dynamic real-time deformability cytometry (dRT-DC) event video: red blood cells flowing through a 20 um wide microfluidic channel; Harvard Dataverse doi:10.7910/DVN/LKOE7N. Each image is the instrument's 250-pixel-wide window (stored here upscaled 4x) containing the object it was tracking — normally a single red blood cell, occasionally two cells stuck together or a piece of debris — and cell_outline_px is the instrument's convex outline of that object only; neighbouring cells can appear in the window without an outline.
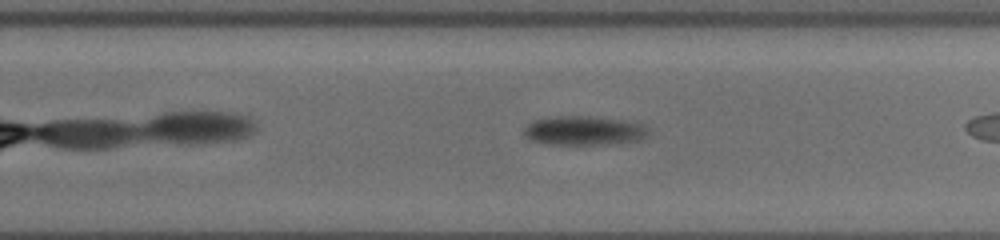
{"species": "common noctule bat (a hibernating species)", "species_latin": "Nyctalus noctula", "temperature_condition": "cold", "stored_images_in_passage": 31, "camera_frame_rate_fps": 3000, "um_per_image_px": 0.085, "animal": {"sex": "female", "body_mass_g": 19.5, "forearm_length_mm": 54.1}, "frame": {"image": 1, "passage_image": 22, "time_ms": 7.0, "image_size_px": [1000, 240], "cell_outline_px": [[648, 136], [636, 140], [596, 144], [556, 144], [536, 140], [528, 136], [524, 132], [524, 128], [528, 124], [536, 120], [564, 116], [592, 116], [624, 120], [644, 124], [648, 128]], "centroid_in_image_um": [49.72, 11.08], "position_along_channel_um": 280.1, "area_um2": 20.4}}